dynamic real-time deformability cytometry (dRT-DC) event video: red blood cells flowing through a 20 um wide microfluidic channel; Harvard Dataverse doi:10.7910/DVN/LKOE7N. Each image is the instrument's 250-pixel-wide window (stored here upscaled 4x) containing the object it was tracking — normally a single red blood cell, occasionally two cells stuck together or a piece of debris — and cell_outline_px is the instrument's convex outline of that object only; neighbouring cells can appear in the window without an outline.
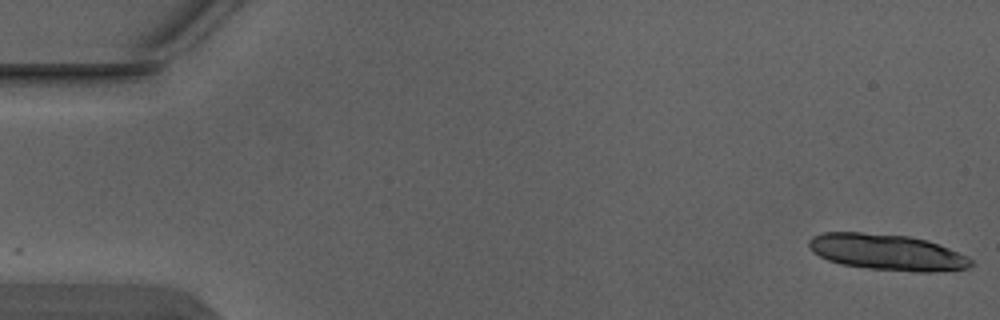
{"species": "Egyptian fruit bat (a non-hibernating species)", "species_latin": "Rousettus aegyptiacus", "temperature_condition": "warm", "stored_images_in_passage": 2, "camera_frame_rate_fps": 3000, "um_per_image_px": 0.085, "animal": {"sex": "male"}, "frame": {"image": 1, "passage_image": 2, "time_ms": 0.333, "image_size_px": [1000, 320], "cell_outline_px": [[972, 264], [968, 268], [932, 272], [916, 272], [868, 268], [840, 264], [828, 260], [812, 252], [808, 248], [808, 240], [812, 236], [824, 232], [860, 232], [908, 236], [928, 240], [968, 256], [972, 260]], "centroid_in_image_um": [75.37, 21.43], "position_along_channel_um": 9.6, "area_um2": 34.16}}